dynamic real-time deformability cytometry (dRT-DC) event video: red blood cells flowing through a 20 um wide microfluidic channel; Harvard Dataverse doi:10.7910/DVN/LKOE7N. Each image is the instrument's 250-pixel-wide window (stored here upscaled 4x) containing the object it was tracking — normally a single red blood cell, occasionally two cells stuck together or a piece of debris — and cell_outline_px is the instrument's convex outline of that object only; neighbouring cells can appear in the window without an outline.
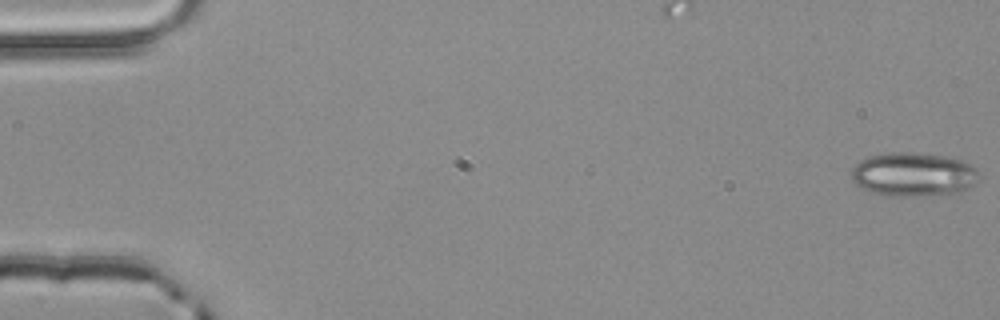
{"species": "common noctule bat (a hibernating species)", "species_latin": "Nyctalus noctula", "temperature_condition": "room temperature", "stored_images_in_passage": 4, "camera_frame_rate_fps": 3000, "um_per_image_px": 0.085, "animal": {"sex": "male", "body_mass_g": 20.4}, "frame": {"image": 1, "passage_image": 1, "time_ms": 0.0, "image_size_px": [1000, 320], "cell_outline_px": [[980, 172], [972, 184], [960, 192], [916, 196], [888, 196], [868, 192], [860, 188], [852, 180], [852, 168], [860, 160], [868, 156], [888, 152], [912, 152], [944, 156], [964, 160], [972, 164]], "centroid_in_image_um": [77.6, 14.82], "position_along_channel_um": 7.4, "area_um2": 32.83}}